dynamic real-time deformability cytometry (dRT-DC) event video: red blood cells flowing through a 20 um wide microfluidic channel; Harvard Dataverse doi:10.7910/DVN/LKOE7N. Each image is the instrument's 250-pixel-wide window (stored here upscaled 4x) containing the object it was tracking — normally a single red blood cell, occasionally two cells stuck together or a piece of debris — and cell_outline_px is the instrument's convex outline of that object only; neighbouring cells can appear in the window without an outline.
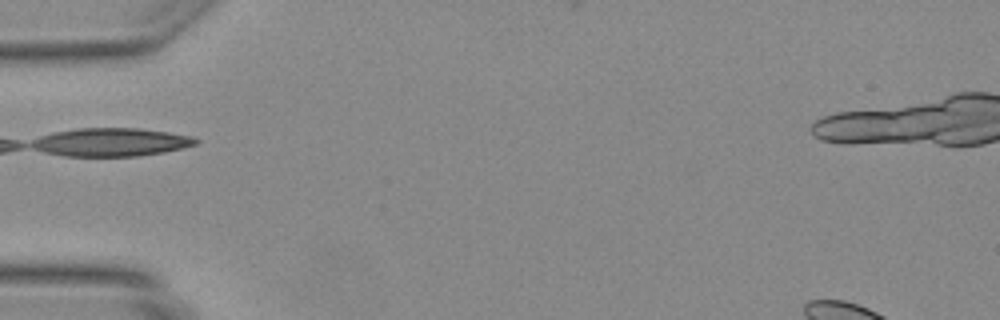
{"species": "Egyptian fruit bat (a non-hibernating species)", "species_latin": "Rousettus aegyptiacus", "temperature_condition": "warm", "stored_images_in_passage": 20, "camera_frame_rate_fps": 3000, "um_per_image_px": 0.085, "animal": {"sex": "female"}, "frame": {"image": 1, "passage_image": 1, "time_ms": 0.0, "image_size_px": [1000, 320], "cell_outline_px": [[192, 140], [188, 144], [176, 148], [152, 152], [120, 156], [80, 156], [56, 152], [44, 148], [36, 144], [40, 140], [64, 132], [104, 128], [112, 128], [156, 132], [176, 136]], "centroid_in_image_um": [9.44, 12.1], "position_along_channel_um": 75.6, "area_um2": 22.31}}